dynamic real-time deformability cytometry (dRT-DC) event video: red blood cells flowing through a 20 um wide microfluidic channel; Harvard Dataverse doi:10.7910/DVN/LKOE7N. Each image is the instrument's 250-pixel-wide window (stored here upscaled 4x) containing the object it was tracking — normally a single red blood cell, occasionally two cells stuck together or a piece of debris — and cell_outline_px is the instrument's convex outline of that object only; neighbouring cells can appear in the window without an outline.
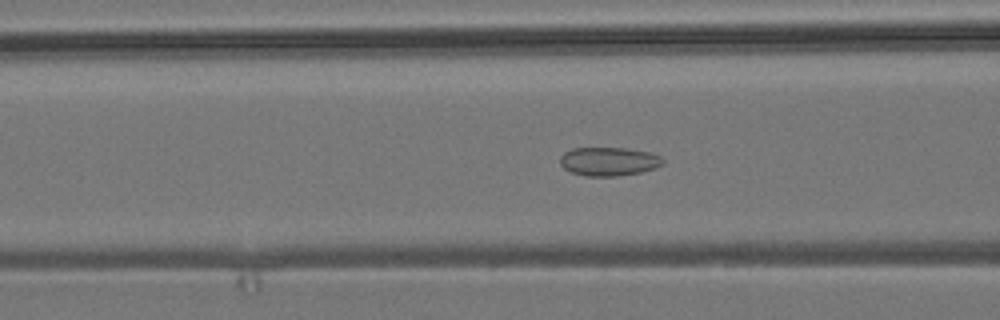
{"species": "common noctule bat (a hibernating species)", "species_latin": "Nyctalus noctula", "temperature_condition": "room temperature", "stored_images_in_passage": 54, "camera_frame_rate_fps": 3000, "um_per_image_px": 0.085, "animal": {"sex": "male", "body_mass_g": 19.2, "forearm_length_mm": 51.8}, "frame": {"image": 1, "passage_image": 21, "time_ms": 6.667, "image_size_px": [1000, 320], "cell_outline_px": [[664, 164], [656, 168], [640, 172], [616, 176], [588, 176], [572, 172], [564, 168], [560, 164], [560, 156], [564, 152], [572, 148], [628, 148], [648, 152], [660, 156], [664, 160]], "centroid_in_image_um": [51.75, 13.71], "position_along_channel_um": 114.8, "area_um2": 17.17}}
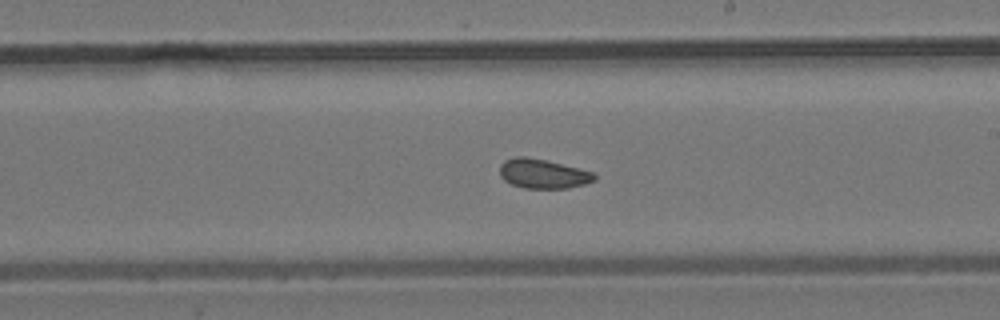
{"frame": {"image": 2, "passage_image": 31, "time_ms": 10.0, "image_size_px": [1000, 320], "cell_outline_px": [[596, 180], [584, 184], [568, 188], [524, 188], [512, 184], [504, 180], [500, 176], [500, 164], [504, 160], [516, 156], [524, 156], [548, 160], [592, 172], [596, 176]], "centroid_in_image_um": [46.13, 14.76], "position_along_channel_um": 242.9, "area_um2": 16.24}}
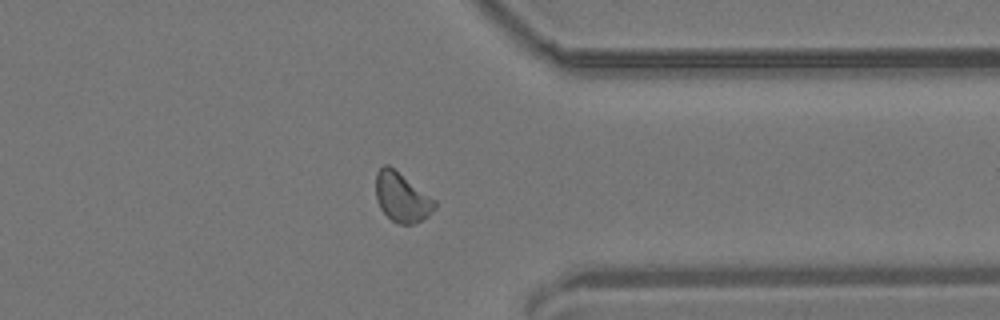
{"frame": {"image": 3, "passage_image": 42, "time_ms": 13.667, "image_size_px": [1000, 320], "cell_outline_px": [[436, 208], [428, 216], [412, 224], [400, 224], [392, 220], [380, 208], [376, 200], [376, 172], [384, 164], [388, 164], [436, 200]], "centroid_in_image_um": [34.15, 16.76], "position_along_channel_um": 377.2, "area_um2": 16.82}, "authors_computed_cell_mechanics": {"area_um2": 16.7042, "velocity_mm_per_s": 3.8315, "shape_relaxation_time_tau1_ms": null, "shape_relaxation_time_tau2_ms": 2.4129, "deformation_change_tau1": null, "deformation_change_tau2": 0.0843}}